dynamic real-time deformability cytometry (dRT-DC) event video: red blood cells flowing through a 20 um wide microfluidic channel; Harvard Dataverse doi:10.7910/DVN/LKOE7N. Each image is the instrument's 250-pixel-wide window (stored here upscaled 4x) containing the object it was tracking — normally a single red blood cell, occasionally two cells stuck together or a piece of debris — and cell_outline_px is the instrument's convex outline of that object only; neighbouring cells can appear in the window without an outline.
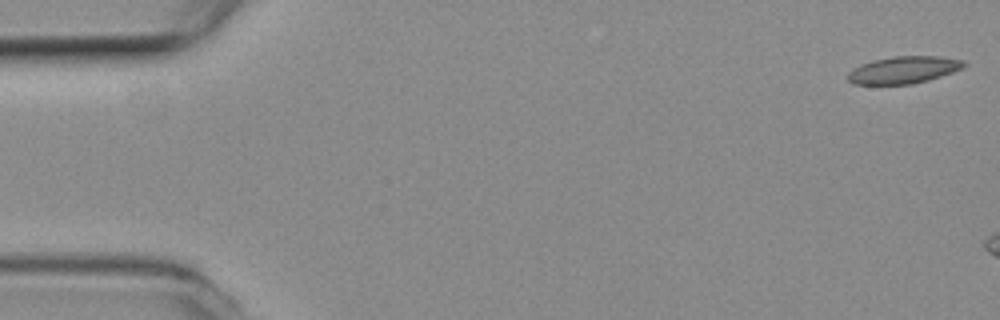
{"species": "common noctule bat (a hibernating species)", "species_latin": "Nyctalus noctula", "temperature_condition": "room temperature", "stored_images_in_passage": 15, "camera_frame_rate_fps": 3000, "um_per_image_px": 0.085, "animal": {"sex": "female", "body_mass_g": 19.3, "forearm_length_mm": 54.1}, "frame": {"image": 1, "passage_image": 1, "time_ms": 0.0, "image_size_px": [1000, 320], "cell_outline_px": [[968, 64], [952, 72], [928, 80], [912, 84], [852, 84], [848, 80], [848, 72], [860, 64], [872, 60], [896, 56], [936, 56], [964, 60]], "centroid_in_image_um": [76.79, 5.94], "position_along_channel_um": 8.2, "area_um2": 18.26}}